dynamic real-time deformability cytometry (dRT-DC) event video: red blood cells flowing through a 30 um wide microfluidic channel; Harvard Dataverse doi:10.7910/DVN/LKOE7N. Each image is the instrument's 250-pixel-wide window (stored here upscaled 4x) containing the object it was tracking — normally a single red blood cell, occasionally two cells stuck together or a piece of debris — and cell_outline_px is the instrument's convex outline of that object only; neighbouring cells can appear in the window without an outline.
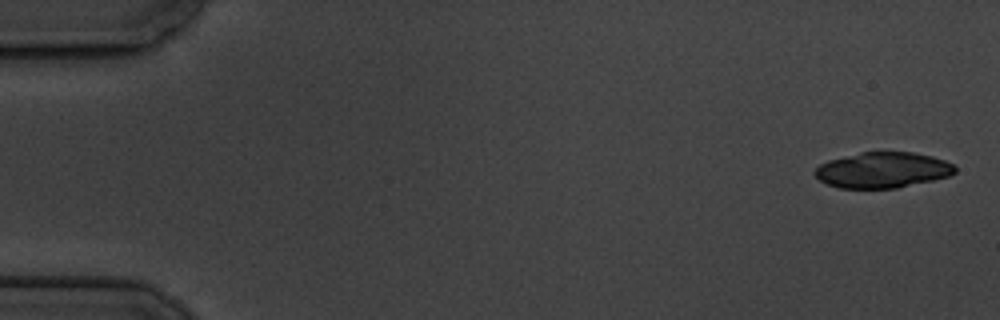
{"species": "common noctule bat (a hibernating species)", "species_latin": "Nyctalus noctula", "temperature_condition": "cold", "stored_images_in_passage": 14, "camera_frame_rate_fps": 3000, "um_per_image_px": 0.085, "animal": {"sex": "male", "body_mass_g": 19.5, "forearm_length_mm": 54.6}, "frame": {"image": 1, "passage_image": 1, "time_ms": 0.0, "image_size_px": [1000, 320], "cell_outline_px": [[956, 172], [948, 176], [932, 180], [896, 188], [840, 188], [828, 184], [820, 180], [812, 172], [820, 164], [828, 160], [860, 152], [912, 152], [932, 156], [944, 160], [952, 164], [956, 168]], "centroid_in_image_um": [75.0, 14.45], "position_along_channel_um": 10.0, "area_um2": 29.02}}
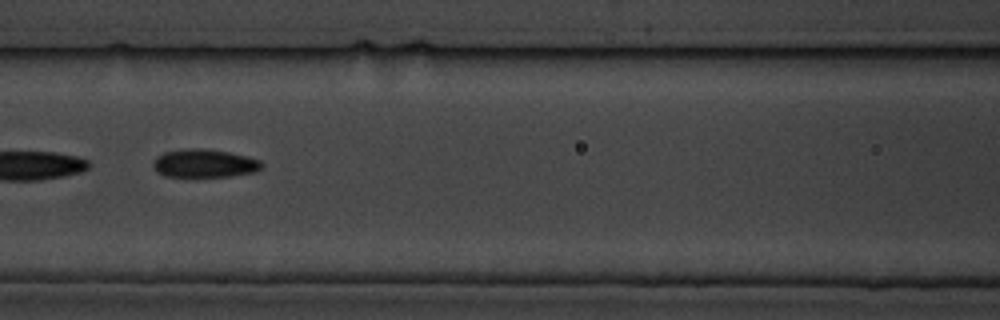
{"frame": {"image": 2, "passage_image": 7, "time_ms": 8.0, "image_size_px": [1000, 320], "cell_outline_px": [[264, 168], [256, 172], [232, 176], [196, 180], [164, 176], [156, 172], [152, 164], [156, 156], [164, 152], [192, 148], [200, 148], [228, 152], [260, 160], [264, 164]], "centroid_in_image_um": [17.35, 13.95], "position_along_channel_um": 149.2, "area_um2": 18.84}}